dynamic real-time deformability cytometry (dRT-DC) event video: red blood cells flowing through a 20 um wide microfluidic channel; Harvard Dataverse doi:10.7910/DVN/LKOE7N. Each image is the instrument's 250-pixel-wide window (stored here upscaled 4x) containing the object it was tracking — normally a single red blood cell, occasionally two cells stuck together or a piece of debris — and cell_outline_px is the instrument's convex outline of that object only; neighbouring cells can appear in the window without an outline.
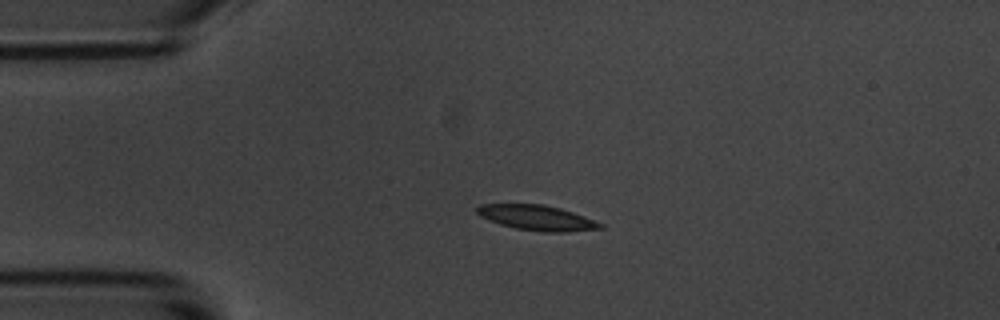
{"species": "common noctule bat (a hibernating species)", "species_latin": "Nyctalus noctula", "temperature_condition": "room temperature", "stored_images_in_passage": 3, "camera_frame_rate_fps": 3000, "um_per_image_px": 0.085, "animal": {"sex": "male", "body_mass_g": 20.1, "forearm_length_mm": 53.5}, "frame": {"image": 1, "passage_image": 1, "time_ms": 0.0, "image_size_px": [1000, 320], "cell_outline_px": [[604, 228], [564, 232], [544, 232], [516, 228], [500, 224], [480, 216], [476, 212], [476, 208], [480, 204], [544, 204], [560, 208], [584, 216], [604, 224]], "centroid_in_image_um": [45.65, 18.5], "position_along_channel_um": 39.4, "area_um2": 17.98}}